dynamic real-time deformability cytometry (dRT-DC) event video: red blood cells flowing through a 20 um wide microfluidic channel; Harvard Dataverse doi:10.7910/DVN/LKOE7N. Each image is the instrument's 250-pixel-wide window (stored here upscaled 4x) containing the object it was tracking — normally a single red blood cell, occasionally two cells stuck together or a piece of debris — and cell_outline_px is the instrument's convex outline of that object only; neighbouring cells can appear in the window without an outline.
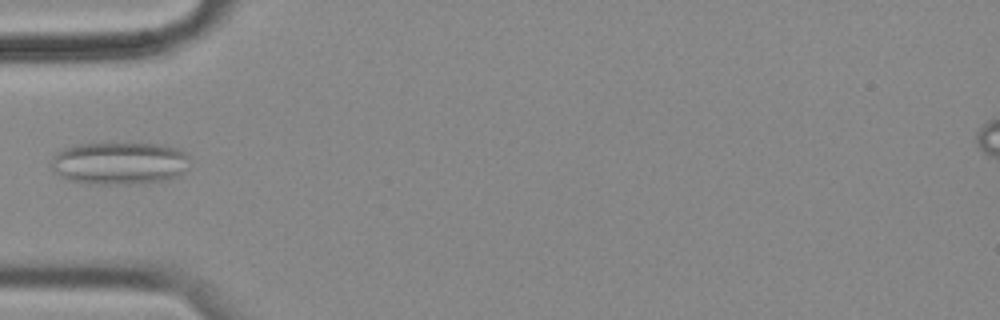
{"species": "common noctule bat (a hibernating species)", "species_latin": "Nyctalus noctula", "temperature_condition": "cold", "stored_images_in_passage": 3, "camera_frame_rate_fps": 3000, "um_per_image_px": 0.085, "animal": {"sex": "female", "body_mass_g": 18.4}, "frame": {"image": 1, "passage_image": 1, "time_ms": 0.0, "image_size_px": [1000, 320], "cell_outline_px": [[188, 156], [180, 176], [164, 180], [144, 184], [92, 184], [68, 180], [52, 172], [52, 160], [64, 148], [76, 144], [160, 144], [180, 148]], "centroid_in_image_um": [10.14, 13.89], "position_along_channel_um": 74.9, "area_um2": 34.22}}